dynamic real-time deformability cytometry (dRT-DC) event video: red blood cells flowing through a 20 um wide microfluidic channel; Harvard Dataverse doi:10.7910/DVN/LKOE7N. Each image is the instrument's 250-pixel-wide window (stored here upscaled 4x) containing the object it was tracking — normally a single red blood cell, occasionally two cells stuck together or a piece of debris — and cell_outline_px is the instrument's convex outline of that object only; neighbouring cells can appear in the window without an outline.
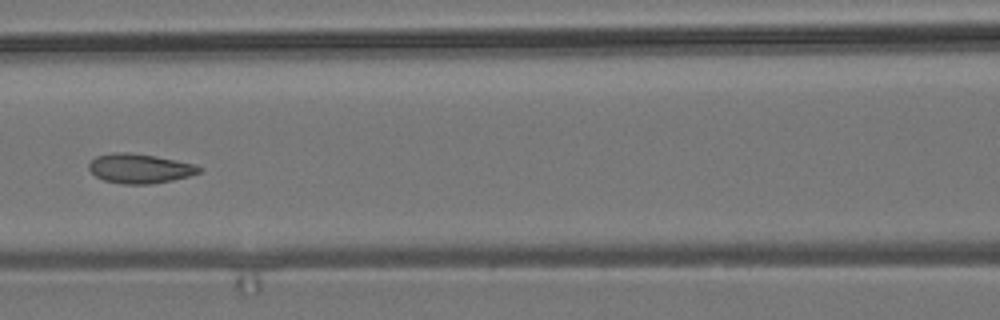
{"species": "common noctule bat (a hibernating species)", "species_latin": "Nyctalus noctula", "temperature_condition": "room temperature", "stored_images_in_passage": 9, "camera_frame_rate_fps": 3000, "um_per_image_px": 0.085, "animal": {"sex": "male", "body_mass_g": 19.2, "forearm_length_mm": 51.8}, "frame": {"image": 1, "passage_image": 6, "time_ms": 7.0, "image_size_px": [1000, 320], "cell_outline_px": [[204, 168], [200, 172], [188, 176], [172, 180], [152, 184], [124, 184], [104, 180], [96, 176], [88, 168], [88, 164], [96, 156], [112, 152], [128, 152], [156, 156], [196, 164]], "centroid_in_image_um": [11.89, 14.31], "position_along_channel_um": 154.7, "area_um2": 19.02}}
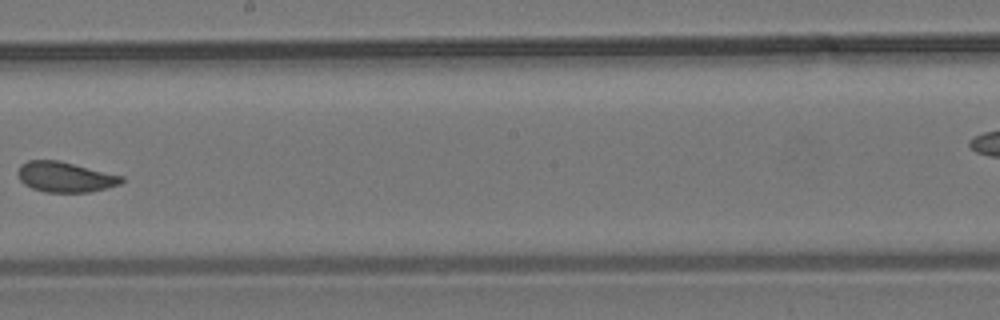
{"frame": {"image": 2, "passage_image": 8, "time_ms": 9.333, "image_size_px": [1000, 320], "cell_outline_px": [[124, 180], [120, 184], [108, 188], [88, 192], [44, 192], [32, 188], [24, 184], [20, 180], [16, 172], [20, 164], [28, 160], [60, 160], [124, 176]], "centroid_in_image_um": [5.53, 15.03], "position_along_channel_um": 242.7, "area_um2": 18.55}}
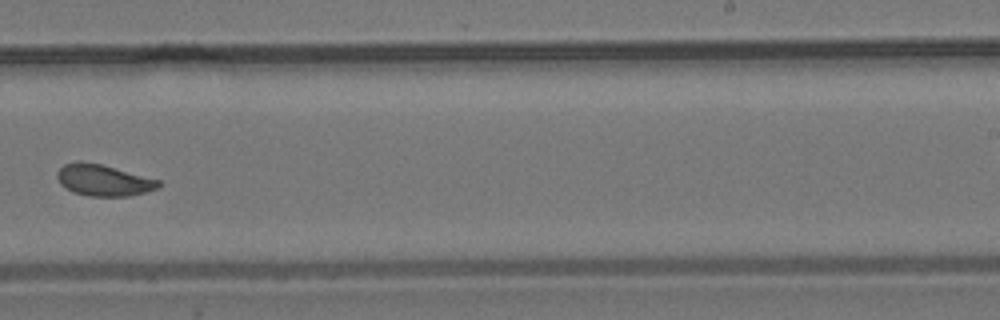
{"frame": {"image": 3, "passage_image": 9, "time_ms": 10.333, "image_size_px": [1000, 320], "cell_outline_px": [[160, 184], [156, 188], [144, 192], [128, 196], [88, 196], [72, 192], [60, 184], [56, 176], [56, 172], [64, 164], [80, 160], [100, 164], [160, 180]], "centroid_in_image_um": [8.73, 15.31], "position_along_channel_um": 280.3, "area_um2": 18.44}}